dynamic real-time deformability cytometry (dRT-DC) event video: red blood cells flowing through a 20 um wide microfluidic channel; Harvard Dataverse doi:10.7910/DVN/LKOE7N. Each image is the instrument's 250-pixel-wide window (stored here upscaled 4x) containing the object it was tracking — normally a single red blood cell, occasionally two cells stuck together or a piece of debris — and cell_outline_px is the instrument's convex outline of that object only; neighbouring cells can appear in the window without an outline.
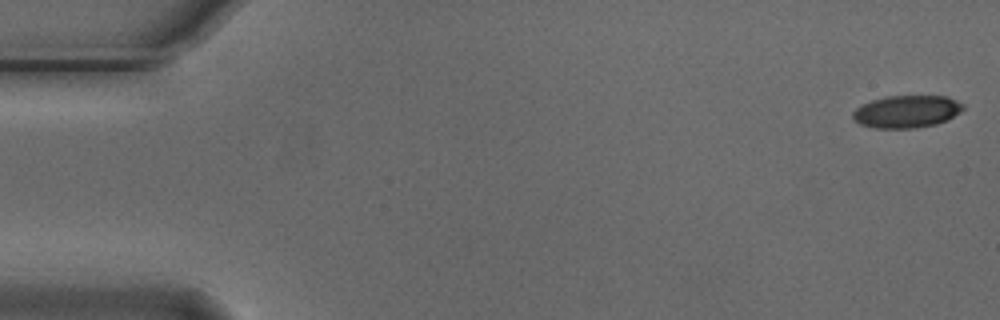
{"species": "Egyptian fruit bat (a non-hibernating species)", "species_latin": "Rousettus aegyptiacus", "temperature_condition": "cold", "stored_images_in_passage": 7, "camera_frame_rate_fps": 3000, "um_per_image_px": 0.085, "animal": {"sex": "male"}, "frame": {"image": 1, "passage_image": 1, "time_ms": 0.0, "image_size_px": [1000, 320], "cell_outline_px": [[964, 108], [960, 112], [936, 124], [916, 128], [876, 128], [860, 124], [852, 116], [852, 112], [856, 108], [872, 100], [888, 96], [948, 96], [964, 104]], "centroid_in_image_um": [77.07, 9.48], "position_along_channel_um": 7.9, "area_um2": 20.63}}